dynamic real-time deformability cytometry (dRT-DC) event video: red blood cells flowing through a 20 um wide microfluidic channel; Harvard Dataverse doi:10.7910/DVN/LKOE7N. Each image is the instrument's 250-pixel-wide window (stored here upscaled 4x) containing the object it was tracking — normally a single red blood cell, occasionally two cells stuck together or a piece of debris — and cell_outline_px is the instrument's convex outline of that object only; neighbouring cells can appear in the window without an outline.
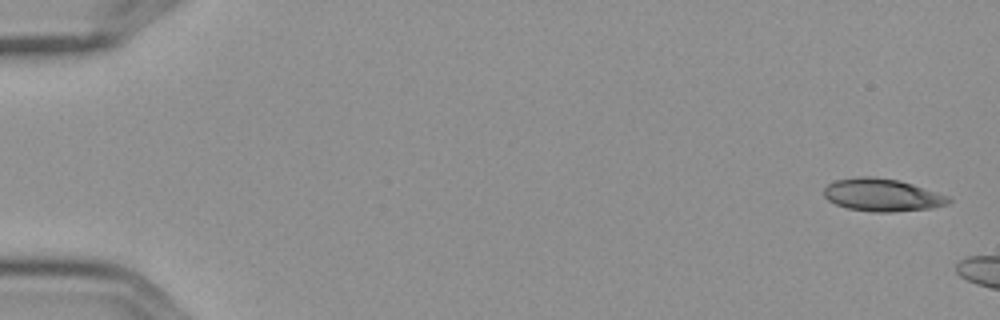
{"species": "Egyptian fruit bat (a non-hibernating species)", "species_latin": "Rousettus aegyptiacus", "temperature_condition": "cold", "stored_images_in_passage": 3, "camera_frame_rate_fps": 3000, "um_per_image_px": 0.085, "frame": {"image": 1, "passage_image": 1, "time_ms": 0.0, "image_size_px": [1000, 320], "cell_outline_px": [[952, 200], [948, 204], [932, 208], [892, 212], [872, 212], [848, 208], [836, 204], [828, 200], [824, 196], [824, 188], [828, 184], [836, 180], [864, 176], [868, 176], [896, 180], [912, 184], [948, 196]], "centroid_in_image_um": [74.98, 16.59], "position_along_channel_um": 10.0, "area_um2": 23.47}}